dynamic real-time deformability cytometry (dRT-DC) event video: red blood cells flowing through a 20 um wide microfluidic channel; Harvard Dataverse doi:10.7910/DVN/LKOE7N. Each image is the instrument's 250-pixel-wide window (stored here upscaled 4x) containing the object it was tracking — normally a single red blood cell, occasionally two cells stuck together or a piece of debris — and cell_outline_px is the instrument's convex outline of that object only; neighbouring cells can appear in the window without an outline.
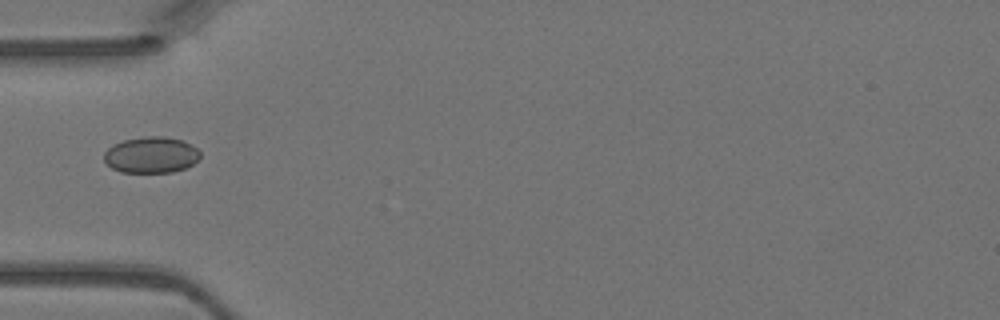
{"species": "Egyptian fruit bat (a non-hibernating species)", "species_latin": "Rousettus aegyptiacus", "temperature_condition": "warm", "stored_images_in_passage": 2, "camera_frame_rate_fps": 3000, "um_per_image_px": 0.085, "animal": {"sex": "female"}, "frame": {"image": 1, "passage_image": 1, "time_ms": 0.0, "image_size_px": [1000, 320], "cell_outline_px": [[200, 156], [192, 164], [184, 168], [172, 172], [120, 172], [112, 168], [104, 160], [104, 152], [112, 144], [124, 140], [148, 136], [164, 136], [180, 140], [196, 148], [200, 152]], "centroid_in_image_um": [12.81, 13.17], "position_along_channel_um": 72.2, "area_um2": 20.06}}
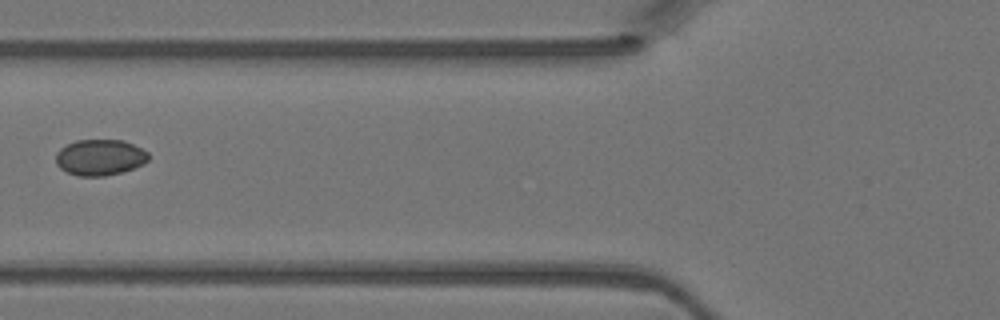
{"frame": {"image": 2, "passage_image": 2, "time_ms": 0.333, "image_size_px": [1000, 320], "cell_outline_px": [[148, 160], [144, 164], [120, 172], [104, 176], [80, 176], [68, 172], [60, 168], [56, 164], [56, 152], [60, 148], [76, 140], [124, 140], [148, 152]], "centroid_in_image_um": [8.48, 13.37], "position_along_channel_um": 117.3, "area_um2": 19.31}}